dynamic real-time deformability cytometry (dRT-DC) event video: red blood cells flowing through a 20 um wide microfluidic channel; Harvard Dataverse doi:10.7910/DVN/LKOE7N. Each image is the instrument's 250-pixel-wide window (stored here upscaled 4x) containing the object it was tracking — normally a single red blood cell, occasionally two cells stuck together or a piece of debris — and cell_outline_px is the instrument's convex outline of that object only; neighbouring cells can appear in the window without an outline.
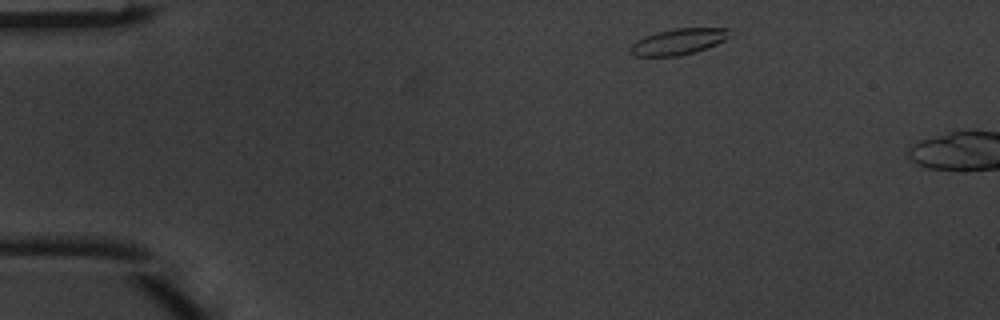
{"species": "common noctule bat (a hibernating species)", "species_latin": "Nyctalus noctula", "temperature_condition": "warm", "stored_images_in_passage": 2, "segment_of_instrument_passage": [1, 2], "camera_frame_rate_fps": 3000, "um_per_image_px": 0.085, "animal": {"sex": "male", "body_mass_g": 20.1, "forearm_length_mm": 53.5}, "frame": {"image": 1, "passage_image": 1, "time_ms": 0.0, "image_size_px": [1000, 320], "cell_outline_px": [[732, 36], [716, 44], [692, 52], [676, 56], [632, 56], [628, 52], [628, 48], [636, 40], [644, 36], [656, 32], [676, 28], [732, 28]], "centroid_in_image_um": [57.64, 3.53], "position_along_channel_um": 27.4, "area_um2": 15.2}}